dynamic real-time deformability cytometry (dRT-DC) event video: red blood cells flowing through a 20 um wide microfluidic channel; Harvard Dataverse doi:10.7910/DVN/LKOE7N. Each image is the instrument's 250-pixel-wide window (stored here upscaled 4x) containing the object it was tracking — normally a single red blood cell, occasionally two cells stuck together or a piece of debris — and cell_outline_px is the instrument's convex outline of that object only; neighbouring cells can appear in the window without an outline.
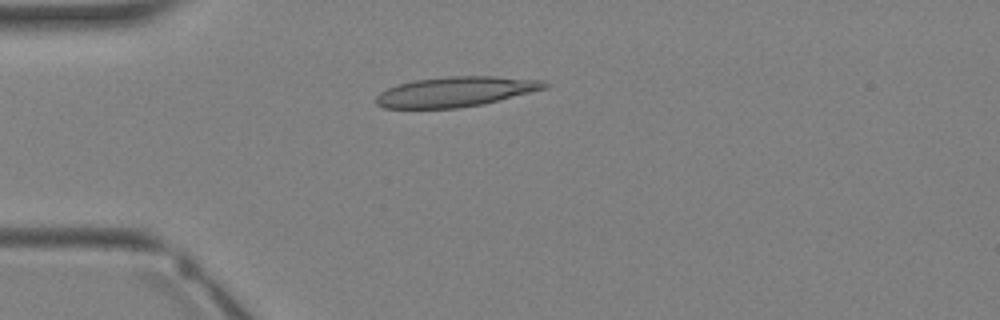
{"species": "Egyptian fruit bat (a non-hibernating species)", "species_latin": "Rousettus aegyptiacus", "temperature_condition": "warm", "stored_images_in_passage": 2, "camera_frame_rate_fps": 3000, "um_per_image_px": 0.085, "animal": {"sex": "female"}, "frame": {"image": 1, "passage_image": 2, "time_ms": 2.0, "image_size_px": [1000, 320], "cell_outline_px": [[552, 84], [548, 88], [484, 104], [460, 108], [384, 108], [376, 104], [376, 96], [380, 92], [388, 88], [400, 84], [416, 80], [448, 76], [492, 76], [544, 80]], "centroid_in_image_um": [38.79, 7.79], "position_along_channel_um": 46.2, "area_um2": 29.59}}